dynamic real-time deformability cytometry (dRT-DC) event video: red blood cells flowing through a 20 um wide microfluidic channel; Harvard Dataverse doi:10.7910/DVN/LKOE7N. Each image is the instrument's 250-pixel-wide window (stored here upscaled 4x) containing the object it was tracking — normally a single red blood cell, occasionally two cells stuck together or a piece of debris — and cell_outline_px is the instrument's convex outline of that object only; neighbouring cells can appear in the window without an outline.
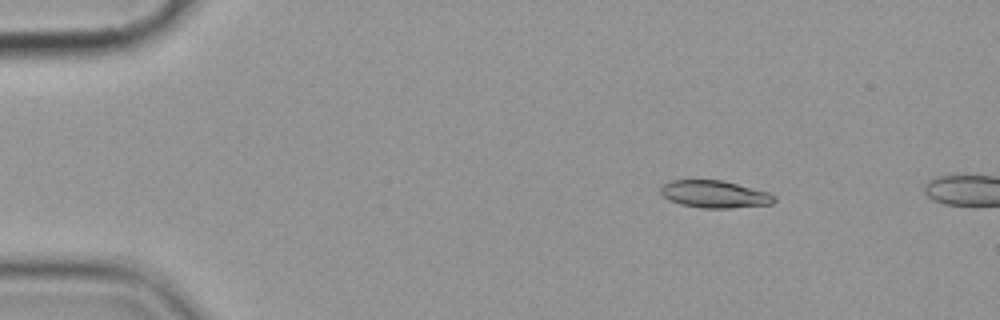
{"species": "common noctule bat (a hibernating species)", "species_latin": "Nyctalus noctula", "temperature_condition": "cold", "stored_images_in_passage": 3, "camera_frame_rate_fps": 3000, "um_per_image_px": 0.085, "animal": {"sex": "female", "body_mass_g": 19.9}, "frame": {"image": 1, "passage_image": 2, "time_ms": 1.0, "image_size_px": [1000, 320], "cell_outline_px": [[776, 200], [772, 204], [728, 208], [700, 208], [680, 204], [668, 200], [660, 192], [660, 188], [664, 184], [672, 180], [724, 180], [768, 192], [776, 196]], "centroid_in_image_um": [60.75, 16.51], "position_along_channel_um": 24.3, "area_um2": 18.15}}